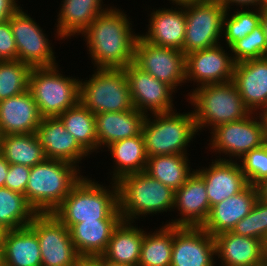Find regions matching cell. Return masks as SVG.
I'll return each instance as SVG.
<instances>
[{
    "instance_id": "26",
    "label": "cell",
    "mask_w": 267,
    "mask_h": 266,
    "mask_svg": "<svg viewBox=\"0 0 267 266\" xmlns=\"http://www.w3.org/2000/svg\"><path fill=\"white\" fill-rule=\"evenodd\" d=\"M3 266H42L36 233L29 227L7 230L2 245Z\"/></svg>"
},
{
    "instance_id": "49",
    "label": "cell",
    "mask_w": 267,
    "mask_h": 266,
    "mask_svg": "<svg viewBox=\"0 0 267 266\" xmlns=\"http://www.w3.org/2000/svg\"><path fill=\"white\" fill-rule=\"evenodd\" d=\"M172 1L173 5L174 3L176 4V6H181V5H187V4H191V3H195V2H201L204 0H170Z\"/></svg>"
},
{
    "instance_id": "8",
    "label": "cell",
    "mask_w": 267,
    "mask_h": 266,
    "mask_svg": "<svg viewBox=\"0 0 267 266\" xmlns=\"http://www.w3.org/2000/svg\"><path fill=\"white\" fill-rule=\"evenodd\" d=\"M53 67L32 68L28 89L42 117H56L79 102L80 80ZM79 80V81H78Z\"/></svg>"
},
{
    "instance_id": "31",
    "label": "cell",
    "mask_w": 267,
    "mask_h": 266,
    "mask_svg": "<svg viewBox=\"0 0 267 266\" xmlns=\"http://www.w3.org/2000/svg\"><path fill=\"white\" fill-rule=\"evenodd\" d=\"M0 154L9 164H21L30 168L46 159L35 133L2 135Z\"/></svg>"
},
{
    "instance_id": "52",
    "label": "cell",
    "mask_w": 267,
    "mask_h": 266,
    "mask_svg": "<svg viewBox=\"0 0 267 266\" xmlns=\"http://www.w3.org/2000/svg\"><path fill=\"white\" fill-rule=\"evenodd\" d=\"M6 232L7 230L0 225V248H2Z\"/></svg>"
},
{
    "instance_id": "47",
    "label": "cell",
    "mask_w": 267,
    "mask_h": 266,
    "mask_svg": "<svg viewBox=\"0 0 267 266\" xmlns=\"http://www.w3.org/2000/svg\"><path fill=\"white\" fill-rule=\"evenodd\" d=\"M258 188V197L267 202V179L263 180L257 185Z\"/></svg>"
},
{
    "instance_id": "20",
    "label": "cell",
    "mask_w": 267,
    "mask_h": 266,
    "mask_svg": "<svg viewBox=\"0 0 267 266\" xmlns=\"http://www.w3.org/2000/svg\"><path fill=\"white\" fill-rule=\"evenodd\" d=\"M210 165L208 168L196 169L205 182L210 208L238 194L249 185L237 160L216 159Z\"/></svg>"
},
{
    "instance_id": "42",
    "label": "cell",
    "mask_w": 267,
    "mask_h": 266,
    "mask_svg": "<svg viewBox=\"0 0 267 266\" xmlns=\"http://www.w3.org/2000/svg\"><path fill=\"white\" fill-rule=\"evenodd\" d=\"M17 59V47L10 21L0 23V61Z\"/></svg>"
},
{
    "instance_id": "5",
    "label": "cell",
    "mask_w": 267,
    "mask_h": 266,
    "mask_svg": "<svg viewBox=\"0 0 267 266\" xmlns=\"http://www.w3.org/2000/svg\"><path fill=\"white\" fill-rule=\"evenodd\" d=\"M197 130L217 126L248 117L252 112L244 104L233 81L204 85L189 92ZM207 124V125H206Z\"/></svg>"
},
{
    "instance_id": "14",
    "label": "cell",
    "mask_w": 267,
    "mask_h": 266,
    "mask_svg": "<svg viewBox=\"0 0 267 266\" xmlns=\"http://www.w3.org/2000/svg\"><path fill=\"white\" fill-rule=\"evenodd\" d=\"M127 76L132 103L135 109L145 115L166 113L173 110L172 94L169 85L143 71L134 62L123 68Z\"/></svg>"
},
{
    "instance_id": "34",
    "label": "cell",
    "mask_w": 267,
    "mask_h": 266,
    "mask_svg": "<svg viewBox=\"0 0 267 266\" xmlns=\"http://www.w3.org/2000/svg\"><path fill=\"white\" fill-rule=\"evenodd\" d=\"M164 225L156 232L145 233L138 266H170L174 226Z\"/></svg>"
},
{
    "instance_id": "4",
    "label": "cell",
    "mask_w": 267,
    "mask_h": 266,
    "mask_svg": "<svg viewBox=\"0 0 267 266\" xmlns=\"http://www.w3.org/2000/svg\"><path fill=\"white\" fill-rule=\"evenodd\" d=\"M116 183L122 221L133 223L140 215L174 209L175 191L145 171L124 176Z\"/></svg>"
},
{
    "instance_id": "48",
    "label": "cell",
    "mask_w": 267,
    "mask_h": 266,
    "mask_svg": "<svg viewBox=\"0 0 267 266\" xmlns=\"http://www.w3.org/2000/svg\"><path fill=\"white\" fill-rule=\"evenodd\" d=\"M261 25L264 29V33L266 36V43H267V9L261 10Z\"/></svg>"
},
{
    "instance_id": "16",
    "label": "cell",
    "mask_w": 267,
    "mask_h": 266,
    "mask_svg": "<svg viewBox=\"0 0 267 266\" xmlns=\"http://www.w3.org/2000/svg\"><path fill=\"white\" fill-rule=\"evenodd\" d=\"M216 245L202 227L174 226L170 266H215Z\"/></svg>"
},
{
    "instance_id": "29",
    "label": "cell",
    "mask_w": 267,
    "mask_h": 266,
    "mask_svg": "<svg viewBox=\"0 0 267 266\" xmlns=\"http://www.w3.org/2000/svg\"><path fill=\"white\" fill-rule=\"evenodd\" d=\"M107 147L116 162L114 171L111 172L113 182H118L124 176L145 171L148 157L142 133L115 141Z\"/></svg>"
},
{
    "instance_id": "6",
    "label": "cell",
    "mask_w": 267,
    "mask_h": 266,
    "mask_svg": "<svg viewBox=\"0 0 267 266\" xmlns=\"http://www.w3.org/2000/svg\"><path fill=\"white\" fill-rule=\"evenodd\" d=\"M148 117L142 127L147 157L187 154L186 148L198 132L193 111L185 114L170 111L152 114L154 119Z\"/></svg>"
},
{
    "instance_id": "15",
    "label": "cell",
    "mask_w": 267,
    "mask_h": 266,
    "mask_svg": "<svg viewBox=\"0 0 267 266\" xmlns=\"http://www.w3.org/2000/svg\"><path fill=\"white\" fill-rule=\"evenodd\" d=\"M234 67L232 53H225L219 44L186 55L185 80L199 82L198 87L230 82Z\"/></svg>"
},
{
    "instance_id": "22",
    "label": "cell",
    "mask_w": 267,
    "mask_h": 266,
    "mask_svg": "<svg viewBox=\"0 0 267 266\" xmlns=\"http://www.w3.org/2000/svg\"><path fill=\"white\" fill-rule=\"evenodd\" d=\"M257 199V186L249 184L238 194L214 205L202 228L213 237L223 232L232 231L235 225L250 213Z\"/></svg>"
},
{
    "instance_id": "44",
    "label": "cell",
    "mask_w": 267,
    "mask_h": 266,
    "mask_svg": "<svg viewBox=\"0 0 267 266\" xmlns=\"http://www.w3.org/2000/svg\"><path fill=\"white\" fill-rule=\"evenodd\" d=\"M73 266H101V255H79Z\"/></svg>"
},
{
    "instance_id": "40",
    "label": "cell",
    "mask_w": 267,
    "mask_h": 266,
    "mask_svg": "<svg viewBox=\"0 0 267 266\" xmlns=\"http://www.w3.org/2000/svg\"><path fill=\"white\" fill-rule=\"evenodd\" d=\"M240 165L249 184L257 186L267 179V143L247 152L241 158Z\"/></svg>"
},
{
    "instance_id": "50",
    "label": "cell",
    "mask_w": 267,
    "mask_h": 266,
    "mask_svg": "<svg viewBox=\"0 0 267 266\" xmlns=\"http://www.w3.org/2000/svg\"><path fill=\"white\" fill-rule=\"evenodd\" d=\"M101 266H130V265L119 264V263L111 262V261L105 259V258L101 255Z\"/></svg>"
},
{
    "instance_id": "28",
    "label": "cell",
    "mask_w": 267,
    "mask_h": 266,
    "mask_svg": "<svg viewBox=\"0 0 267 266\" xmlns=\"http://www.w3.org/2000/svg\"><path fill=\"white\" fill-rule=\"evenodd\" d=\"M145 231L131 222L121 221L113 230L102 256L114 263L138 266Z\"/></svg>"
},
{
    "instance_id": "36",
    "label": "cell",
    "mask_w": 267,
    "mask_h": 266,
    "mask_svg": "<svg viewBox=\"0 0 267 266\" xmlns=\"http://www.w3.org/2000/svg\"><path fill=\"white\" fill-rule=\"evenodd\" d=\"M31 69L18 59L0 61V101L28 90Z\"/></svg>"
},
{
    "instance_id": "13",
    "label": "cell",
    "mask_w": 267,
    "mask_h": 266,
    "mask_svg": "<svg viewBox=\"0 0 267 266\" xmlns=\"http://www.w3.org/2000/svg\"><path fill=\"white\" fill-rule=\"evenodd\" d=\"M134 63L173 90L186 82V55L177 49L151 44L140 35L135 45Z\"/></svg>"
},
{
    "instance_id": "30",
    "label": "cell",
    "mask_w": 267,
    "mask_h": 266,
    "mask_svg": "<svg viewBox=\"0 0 267 266\" xmlns=\"http://www.w3.org/2000/svg\"><path fill=\"white\" fill-rule=\"evenodd\" d=\"M121 221H84L70 229L73 245L79 255H102L113 230Z\"/></svg>"
},
{
    "instance_id": "24",
    "label": "cell",
    "mask_w": 267,
    "mask_h": 266,
    "mask_svg": "<svg viewBox=\"0 0 267 266\" xmlns=\"http://www.w3.org/2000/svg\"><path fill=\"white\" fill-rule=\"evenodd\" d=\"M216 256L221 266H253L265 259L263 241L231 231L214 236Z\"/></svg>"
},
{
    "instance_id": "38",
    "label": "cell",
    "mask_w": 267,
    "mask_h": 266,
    "mask_svg": "<svg viewBox=\"0 0 267 266\" xmlns=\"http://www.w3.org/2000/svg\"><path fill=\"white\" fill-rule=\"evenodd\" d=\"M231 232L264 242L267 237V202L258 197L250 213L241 219Z\"/></svg>"
},
{
    "instance_id": "9",
    "label": "cell",
    "mask_w": 267,
    "mask_h": 266,
    "mask_svg": "<svg viewBox=\"0 0 267 266\" xmlns=\"http://www.w3.org/2000/svg\"><path fill=\"white\" fill-rule=\"evenodd\" d=\"M225 12L219 0L187 4L185 38L181 51L187 55L219 45Z\"/></svg>"
},
{
    "instance_id": "18",
    "label": "cell",
    "mask_w": 267,
    "mask_h": 266,
    "mask_svg": "<svg viewBox=\"0 0 267 266\" xmlns=\"http://www.w3.org/2000/svg\"><path fill=\"white\" fill-rule=\"evenodd\" d=\"M180 211L179 219H172L168 225L202 227L211 208L203 178L194 170L186 182L175 191L174 209Z\"/></svg>"
},
{
    "instance_id": "19",
    "label": "cell",
    "mask_w": 267,
    "mask_h": 266,
    "mask_svg": "<svg viewBox=\"0 0 267 266\" xmlns=\"http://www.w3.org/2000/svg\"><path fill=\"white\" fill-rule=\"evenodd\" d=\"M232 81L252 113L267 110V56L235 63Z\"/></svg>"
},
{
    "instance_id": "32",
    "label": "cell",
    "mask_w": 267,
    "mask_h": 266,
    "mask_svg": "<svg viewBox=\"0 0 267 266\" xmlns=\"http://www.w3.org/2000/svg\"><path fill=\"white\" fill-rule=\"evenodd\" d=\"M187 154H170L148 157L145 172L153 179L176 191L193 173Z\"/></svg>"
},
{
    "instance_id": "25",
    "label": "cell",
    "mask_w": 267,
    "mask_h": 266,
    "mask_svg": "<svg viewBox=\"0 0 267 266\" xmlns=\"http://www.w3.org/2000/svg\"><path fill=\"white\" fill-rule=\"evenodd\" d=\"M146 115L137 109L95 115L98 149L142 133ZM100 147V148H99Z\"/></svg>"
},
{
    "instance_id": "3",
    "label": "cell",
    "mask_w": 267,
    "mask_h": 266,
    "mask_svg": "<svg viewBox=\"0 0 267 266\" xmlns=\"http://www.w3.org/2000/svg\"><path fill=\"white\" fill-rule=\"evenodd\" d=\"M79 171V165L62 160L34 165L25 190L27 202L37 214L52 213L83 177Z\"/></svg>"
},
{
    "instance_id": "51",
    "label": "cell",
    "mask_w": 267,
    "mask_h": 266,
    "mask_svg": "<svg viewBox=\"0 0 267 266\" xmlns=\"http://www.w3.org/2000/svg\"><path fill=\"white\" fill-rule=\"evenodd\" d=\"M261 113V117L264 123V132H265V142L267 143V110H264L263 112H258Z\"/></svg>"
},
{
    "instance_id": "56",
    "label": "cell",
    "mask_w": 267,
    "mask_h": 266,
    "mask_svg": "<svg viewBox=\"0 0 267 266\" xmlns=\"http://www.w3.org/2000/svg\"><path fill=\"white\" fill-rule=\"evenodd\" d=\"M0 266H3L2 248H0Z\"/></svg>"
},
{
    "instance_id": "37",
    "label": "cell",
    "mask_w": 267,
    "mask_h": 266,
    "mask_svg": "<svg viewBox=\"0 0 267 266\" xmlns=\"http://www.w3.org/2000/svg\"><path fill=\"white\" fill-rule=\"evenodd\" d=\"M246 9H236L237 11H234L231 16L228 15L229 11L224 14L222 35L225 36L224 39L229 48L261 24V10L257 7L255 8L256 11Z\"/></svg>"
},
{
    "instance_id": "39",
    "label": "cell",
    "mask_w": 267,
    "mask_h": 266,
    "mask_svg": "<svg viewBox=\"0 0 267 266\" xmlns=\"http://www.w3.org/2000/svg\"><path fill=\"white\" fill-rule=\"evenodd\" d=\"M235 63L267 56V43L264 29L260 24L246 37L236 41L229 48Z\"/></svg>"
},
{
    "instance_id": "17",
    "label": "cell",
    "mask_w": 267,
    "mask_h": 266,
    "mask_svg": "<svg viewBox=\"0 0 267 266\" xmlns=\"http://www.w3.org/2000/svg\"><path fill=\"white\" fill-rule=\"evenodd\" d=\"M35 135L43 148L46 159L62 160L77 166L76 163L89 155L67 131L58 116L42 117Z\"/></svg>"
},
{
    "instance_id": "21",
    "label": "cell",
    "mask_w": 267,
    "mask_h": 266,
    "mask_svg": "<svg viewBox=\"0 0 267 266\" xmlns=\"http://www.w3.org/2000/svg\"><path fill=\"white\" fill-rule=\"evenodd\" d=\"M42 116L31 94L25 92L0 101V135L35 133Z\"/></svg>"
},
{
    "instance_id": "10",
    "label": "cell",
    "mask_w": 267,
    "mask_h": 266,
    "mask_svg": "<svg viewBox=\"0 0 267 266\" xmlns=\"http://www.w3.org/2000/svg\"><path fill=\"white\" fill-rule=\"evenodd\" d=\"M210 133L212 134L210 149L229 156V159L218 158V160L233 161L231 157H236L235 159L238 157L240 161L247 152L266 143L264 123L260 113L257 118L255 113H251L246 118L221 124Z\"/></svg>"
},
{
    "instance_id": "11",
    "label": "cell",
    "mask_w": 267,
    "mask_h": 266,
    "mask_svg": "<svg viewBox=\"0 0 267 266\" xmlns=\"http://www.w3.org/2000/svg\"><path fill=\"white\" fill-rule=\"evenodd\" d=\"M9 21L16 42L18 60L31 68L56 66V57L49 39L30 15L19 8Z\"/></svg>"
},
{
    "instance_id": "46",
    "label": "cell",
    "mask_w": 267,
    "mask_h": 266,
    "mask_svg": "<svg viewBox=\"0 0 267 266\" xmlns=\"http://www.w3.org/2000/svg\"><path fill=\"white\" fill-rule=\"evenodd\" d=\"M10 164L0 154V187H4Z\"/></svg>"
},
{
    "instance_id": "41",
    "label": "cell",
    "mask_w": 267,
    "mask_h": 266,
    "mask_svg": "<svg viewBox=\"0 0 267 266\" xmlns=\"http://www.w3.org/2000/svg\"><path fill=\"white\" fill-rule=\"evenodd\" d=\"M30 171V167L21 164H10L4 187L25 196Z\"/></svg>"
},
{
    "instance_id": "7",
    "label": "cell",
    "mask_w": 267,
    "mask_h": 266,
    "mask_svg": "<svg viewBox=\"0 0 267 266\" xmlns=\"http://www.w3.org/2000/svg\"><path fill=\"white\" fill-rule=\"evenodd\" d=\"M80 81L79 101L93 114L135 109L124 69L97 68Z\"/></svg>"
},
{
    "instance_id": "1",
    "label": "cell",
    "mask_w": 267,
    "mask_h": 266,
    "mask_svg": "<svg viewBox=\"0 0 267 266\" xmlns=\"http://www.w3.org/2000/svg\"><path fill=\"white\" fill-rule=\"evenodd\" d=\"M110 8V9H109ZM99 14L81 33L97 68L123 69L134 62L139 35L133 34L127 15L116 7Z\"/></svg>"
},
{
    "instance_id": "53",
    "label": "cell",
    "mask_w": 267,
    "mask_h": 266,
    "mask_svg": "<svg viewBox=\"0 0 267 266\" xmlns=\"http://www.w3.org/2000/svg\"><path fill=\"white\" fill-rule=\"evenodd\" d=\"M259 9H267V0H259Z\"/></svg>"
},
{
    "instance_id": "43",
    "label": "cell",
    "mask_w": 267,
    "mask_h": 266,
    "mask_svg": "<svg viewBox=\"0 0 267 266\" xmlns=\"http://www.w3.org/2000/svg\"><path fill=\"white\" fill-rule=\"evenodd\" d=\"M17 0H0V23L7 21L20 8Z\"/></svg>"
},
{
    "instance_id": "27",
    "label": "cell",
    "mask_w": 267,
    "mask_h": 266,
    "mask_svg": "<svg viewBox=\"0 0 267 266\" xmlns=\"http://www.w3.org/2000/svg\"><path fill=\"white\" fill-rule=\"evenodd\" d=\"M61 2L63 4L56 24V33L61 40L75 34L80 35L99 14L108 9V7H102V0H63Z\"/></svg>"
},
{
    "instance_id": "2",
    "label": "cell",
    "mask_w": 267,
    "mask_h": 266,
    "mask_svg": "<svg viewBox=\"0 0 267 266\" xmlns=\"http://www.w3.org/2000/svg\"><path fill=\"white\" fill-rule=\"evenodd\" d=\"M111 187L83 176L52 214L68 229L84 221H122L117 183Z\"/></svg>"
},
{
    "instance_id": "33",
    "label": "cell",
    "mask_w": 267,
    "mask_h": 266,
    "mask_svg": "<svg viewBox=\"0 0 267 266\" xmlns=\"http://www.w3.org/2000/svg\"><path fill=\"white\" fill-rule=\"evenodd\" d=\"M67 131L89 153L97 151L95 114L88 110L80 101L58 116Z\"/></svg>"
},
{
    "instance_id": "12",
    "label": "cell",
    "mask_w": 267,
    "mask_h": 266,
    "mask_svg": "<svg viewBox=\"0 0 267 266\" xmlns=\"http://www.w3.org/2000/svg\"><path fill=\"white\" fill-rule=\"evenodd\" d=\"M28 226L39 240L42 266H73L79 254L70 231L52 213L37 214Z\"/></svg>"
},
{
    "instance_id": "45",
    "label": "cell",
    "mask_w": 267,
    "mask_h": 266,
    "mask_svg": "<svg viewBox=\"0 0 267 266\" xmlns=\"http://www.w3.org/2000/svg\"><path fill=\"white\" fill-rule=\"evenodd\" d=\"M221 2V4L225 7L226 11H230V7L233 6L234 4L236 6H239L240 9H246V7L250 8V6H253V8H255L254 6H257L259 9V0H219ZM232 4V5H230ZM244 6H246L244 8Z\"/></svg>"
},
{
    "instance_id": "55",
    "label": "cell",
    "mask_w": 267,
    "mask_h": 266,
    "mask_svg": "<svg viewBox=\"0 0 267 266\" xmlns=\"http://www.w3.org/2000/svg\"><path fill=\"white\" fill-rule=\"evenodd\" d=\"M253 266H267V261L264 259L262 262H260L256 265H253Z\"/></svg>"
},
{
    "instance_id": "23",
    "label": "cell",
    "mask_w": 267,
    "mask_h": 266,
    "mask_svg": "<svg viewBox=\"0 0 267 266\" xmlns=\"http://www.w3.org/2000/svg\"><path fill=\"white\" fill-rule=\"evenodd\" d=\"M176 9L171 7L153 11L149 19L148 32L140 36L151 44L181 51L186 30V5Z\"/></svg>"
},
{
    "instance_id": "35",
    "label": "cell",
    "mask_w": 267,
    "mask_h": 266,
    "mask_svg": "<svg viewBox=\"0 0 267 266\" xmlns=\"http://www.w3.org/2000/svg\"><path fill=\"white\" fill-rule=\"evenodd\" d=\"M36 215L23 194L0 187V225L6 230L26 227Z\"/></svg>"
},
{
    "instance_id": "54",
    "label": "cell",
    "mask_w": 267,
    "mask_h": 266,
    "mask_svg": "<svg viewBox=\"0 0 267 266\" xmlns=\"http://www.w3.org/2000/svg\"><path fill=\"white\" fill-rule=\"evenodd\" d=\"M263 245H264V256L267 257V237L264 240Z\"/></svg>"
}]
</instances>
